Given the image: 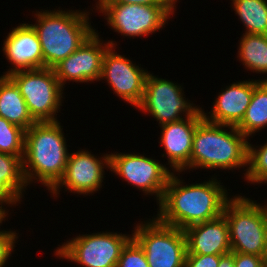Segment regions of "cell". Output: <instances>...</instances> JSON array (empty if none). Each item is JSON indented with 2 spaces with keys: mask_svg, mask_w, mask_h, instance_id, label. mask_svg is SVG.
<instances>
[{
  "mask_svg": "<svg viewBox=\"0 0 267 267\" xmlns=\"http://www.w3.org/2000/svg\"><path fill=\"white\" fill-rule=\"evenodd\" d=\"M62 129L60 121L36 122L25 131L22 170L27 186L36 180L51 191L64 176L70 153Z\"/></svg>",
  "mask_w": 267,
  "mask_h": 267,
  "instance_id": "7a4b0ae2",
  "label": "cell"
},
{
  "mask_svg": "<svg viewBox=\"0 0 267 267\" xmlns=\"http://www.w3.org/2000/svg\"><path fill=\"white\" fill-rule=\"evenodd\" d=\"M108 41L110 46L103 56L100 80H107L118 97L137 108L142 102L149 72L115 52L116 41Z\"/></svg>",
  "mask_w": 267,
  "mask_h": 267,
  "instance_id": "7c38bea8",
  "label": "cell"
},
{
  "mask_svg": "<svg viewBox=\"0 0 267 267\" xmlns=\"http://www.w3.org/2000/svg\"><path fill=\"white\" fill-rule=\"evenodd\" d=\"M18 86L36 122H56L63 106V88L52 68L21 70L8 75ZM56 116V117H55Z\"/></svg>",
  "mask_w": 267,
  "mask_h": 267,
  "instance_id": "52a82bcc",
  "label": "cell"
},
{
  "mask_svg": "<svg viewBox=\"0 0 267 267\" xmlns=\"http://www.w3.org/2000/svg\"><path fill=\"white\" fill-rule=\"evenodd\" d=\"M261 80H243L226 86L214 100L212 110L208 113L202 110L203 118L215 124L237 126L251 102L255 86Z\"/></svg>",
  "mask_w": 267,
  "mask_h": 267,
  "instance_id": "e0dca14e",
  "label": "cell"
},
{
  "mask_svg": "<svg viewBox=\"0 0 267 267\" xmlns=\"http://www.w3.org/2000/svg\"><path fill=\"white\" fill-rule=\"evenodd\" d=\"M27 184L22 170V160L15 155L0 152V203L10 207L20 204Z\"/></svg>",
  "mask_w": 267,
  "mask_h": 267,
  "instance_id": "ffe728a7",
  "label": "cell"
},
{
  "mask_svg": "<svg viewBox=\"0 0 267 267\" xmlns=\"http://www.w3.org/2000/svg\"><path fill=\"white\" fill-rule=\"evenodd\" d=\"M265 126L267 127V80H261L255 86L251 102L236 128L249 139Z\"/></svg>",
  "mask_w": 267,
  "mask_h": 267,
  "instance_id": "44dd1931",
  "label": "cell"
},
{
  "mask_svg": "<svg viewBox=\"0 0 267 267\" xmlns=\"http://www.w3.org/2000/svg\"><path fill=\"white\" fill-rule=\"evenodd\" d=\"M3 43L2 50L5 58L12 65L5 76L16 71L43 68L41 44L31 24L22 23L12 28Z\"/></svg>",
  "mask_w": 267,
  "mask_h": 267,
  "instance_id": "2e32d148",
  "label": "cell"
},
{
  "mask_svg": "<svg viewBox=\"0 0 267 267\" xmlns=\"http://www.w3.org/2000/svg\"><path fill=\"white\" fill-rule=\"evenodd\" d=\"M181 87L149 72L145 81L144 96L137 108L154 117L159 126L193 116L200 107L183 97L185 95Z\"/></svg>",
  "mask_w": 267,
  "mask_h": 267,
  "instance_id": "30bf717a",
  "label": "cell"
},
{
  "mask_svg": "<svg viewBox=\"0 0 267 267\" xmlns=\"http://www.w3.org/2000/svg\"><path fill=\"white\" fill-rule=\"evenodd\" d=\"M36 11L35 24L42 48L43 68H53L75 52L95 32L89 23V11ZM88 13V14H87Z\"/></svg>",
  "mask_w": 267,
  "mask_h": 267,
  "instance_id": "3957f363",
  "label": "cell"
},
{
  "mask_svg": "<svg viewBox=\"0 0 267 267\" xmlns=\"http://www.w3.org/2000/svg\"><path fill=\"white\" fill-rule=\"evenodd\" d=\"M234 267H267V260L254 254L234 252Z\"/></svg>",
  "mask_w": 267,
  "mask_h": 267,
  "instance_id": "f1b7e54d",
  "label": "cell"
},
{
  "mask_svg": "<svg viewBox=\"0 0 267 267\" xmlns=\"http://www.w3.org/2000/svg\"><path fill=\"white\" fill-rule=\"evenodd\" d=\"M221 255H186L184 267H218Z\"/></svg>",
  "mask_w": 267,
  "mask_h": 267,
  "instance_id": "83f0119b",
  "label": "cell"
},
{
  "mask_svg": "<svg viewBox=\"0 0 267 267\" xmlns=\"http://www.w3.org/2000/svg\"><path fill=\"white\" fill-rule=\"evenodd\" d=\"M96 4H167L164 0H98Z\"/></svg>",
  "mask_w": 267,
  "mask_h": 267,
  "instance_id": "f546056e",
  "label": "cell"
},
{
  "mask_svg": "<svg viewBox=\"0 0 267 267\" xmlns=\"http://www.w3.org/2000/svg\"><path fill=\"white\" fill-rule=\"evenodd\" d=\"M248 140L236 126L203 119L196 126L193 136L190 169L244 168L248 166Z\"/></svg>",
  "mask_w": 267,
  "mask_h": 267,
  "instance_id": "277c9868",
  "label": "cell"
},
{
  "mask_svg": "<svg viewBox=\"0 0 267 267\" xmlns=\"http://www.w3.org/2000/svg\"><path fill=\"white\" fill-rule=\"evenodd\" d=\"M187 255H224L231 252L229 228L225 216L184 229Z\"/></svg>",
  "mask_w": 267,
  "mask_h": 267,
  "instance_id": "ac0fdd59",
  "label": "cell"
},
{
  "mask_svg": "<svg viewBox=\"0 0 267 267\" xmlns=\"http://www.w3.org/2000/svg\"><path fill=\"white\" fill-rule=\"evenodd\" d=\"M117 267H149L144 250L133 238L123 248Z\"/></svg>",
  "mask_w": 267,
  "mask_h": 267,
  "instance_id": "484cf974",
  "label": "cell"
},
{
  "mask_svg": "<svg viewBox=\"0 0 267 267\" xmlns=\"http://www.w3.org/2000/svg\"><path fill=\"white\" fill-rule=\"evenodd\" d=\"M223 215L228 223L231 251L266 258L265 205L239 194L226 203Z\"/></svg>",
  "mask_w": 267,
  "mask_h": 267,
  "instance_id": "5b68a950",
  "label": "cell"
},
{
  "mask_svg": "<svg viewBox=\"0 0 267 267\" xmlns=\"http://www.w3.org/2000/svg\"><path fill=\"white\" fill-rule=\"evenodd\" d=\"M218 267H234V252L221 255Z\"/></svg>",
  "mask_w": 267,
  "mask_h": 267,
  "instance_id": "4dcf8cb0",
  "label": "cell"
},
{
  "mask_svg": "<svg viewBox=\"0 0 267 267\" xmlns=\"http://www.w3.org/2000/svg\"><path fill=\"white\" fill-rule=\"evenodd\" d=\"M164 1L175 11L176 2H178V0H164Z\"/></svg>",
  "mask_w": 267,
  "mask_h": 267,
  "instance_id": "d6a6232c",
  "label": "cell"
},
{
  "mask_svg": "<svg viewBox=\"0 0 267 267\" xmlns=\"http://www.w3.org/2000/svg\"><path fill=\"white\" fill-rule=\"evenodd\" d=\"M241 37L237 57L245 69L267 74V35L243 33Z\"/></svg>",
  "mask_w": 267,
  "mask_h": 267,
  "instance_id": "7402d4cb",
  "label": "cell"
},
{
  "mask_svg": "<svg viewBox=\"0 0 267 267\" xmlns=\"http://www.w3.org/2000/svg\"><path fill=\"white\" fill-rule=\"evenodd\" d=\"M109 169L145 195H154L158 204L173 173L166 165L151 157L121 152L110 154Z\"/></svg>",
  "mask_w": 267,
  "mask_h": 267,
  "instance_id": "8fae6325",
  "label": "cell"
},
{
  "mask_svg": "<svg viewBox=\"0 0 267 267\" xmlns=\"http://www.w3.org/2000/svg\"><path fill=\"white\" fill-rule=\"evenodd\" d=\"M9 230H1L0 232V267L7 264L6 262L12 255L11 252L14 251L13 249H15V243H17L16 240L18 239L16 231Z\"/></svg>",
  "mask_w": 267,
  "mask_h": 267,
  "instance_id": "4316f807",
  "label": "cell"
},
{
  "mask_svg": "<svg viewBox=\"0 0 267 267\" xmlns=\"http://www.w3.org/2000/svg\"><path fill=\"white\" fill-rule=\"evenodd\" d=\"M95 31L84 44L52 69L61 87L67 81L88 83L99 81L102 73V61L109 41L100 40Z\"/></svg>",
  "mask_w": 267,
  "mask_h": 267,
  "instance_id": "5bb4252c",
  "label": "cell"
},
{
  "mask_svg": "<svg viewBox=\"0 0 267 267\" xmlns=\"http://www.w3.org/2000/svg\"><path fill=\"white\" fill-rule=\"evenodd\" d=\"M202 107L182 120L161 125L160 143L166 152L168 165L173 172L190 169V156L196 126L203 120Z\"/></svg>",
  "mask_w": 267,
  "mask_h": 267,
  "instance_id": "9a60e30c",
  "label": "cell"
},
{
  "mask_svg": "<svg viewBox=\"0 0 267 267\" xmlns=\"http://www.w3.org/2000/svg\"><path fill=\"white\" fill-rule=\"evenodd\" d=\"M248 144V166L244 171V179L248 183L267 184V142L264 145L255 146ZM257 147V148H256Z\"/></svg>",
  "mask_w": 267,
  "mask_h": 267,
  "instance_id": "d4e9b609",
  "label": "cell"
},
{
  "mask_svg": "<svg viewBox=\"0 0 267 267\" xmlns=\"http://www.w3.org/2000/svg\"><path fill=\"white\" fill-rule=\"evenodd\" d=\"M265 220H266V234H267V203H265ZM266 260H267V253H266Z\"/></svg>",
  "mask_w": 267,
  "mask_h": 267,
  "instance_id": "836d02e7",
  "label": "cell"
},
{
  "mask_svg": "<svg viewBox=\"0 0 267 267\" xmlns=\"http://www.w3.org/2000/svg\"><path fill=\"white\" fill-rule=\"evenodd\" d=\"M246 34L267 35V0H231Z\"/></svg>",
  "mask_w": 267,
  "mask_h": 267,
  "instance_id": "603a6c76",
  "label": "cell"
},
{
  "mask_svg": "<svg viewBox=\"0 0 267 267\" xmlns=\"http://www.w3.org/2000/svg\"><path fill=\"white\" fill-rule=\"evenodd\" d=\"M212 176L203 183L185 184L171 174L159 203L156 218L163 224L184 230L188 226L215 219L223 214L227 188ZM184 183V184H183Z\"/></svg>",
  "mask_w": 267,
  "mask_h": 267,
  "instance_id": "6da1fadb",
  "label": "cell"
},
{
  "mask_svg": "<svg viewBox=\"0 0 267 267\" xmlns=\"http://www.w3.org/2000/svg\"><path fill=\"white\" fill-rule=\"evenodd\" d=\"M108 26L124 37L148 36L165 28L174 10L168 4H96Z\"/></svg>",
  "mask_w": 267,
  "mask_h": 267,
  "instance_id": "9c48e42d",
  "label": "cell"
},
{
  "mask_svg": "<svg viewBox=\"0 0 267 267\" xmlns=\"http://www.w3.org/2000/svg\"><path fill=\"white\" fill-rule=\"evenodd\" d=\"M144 223L134 227L132 238L144 250L149 267H184L187 255L184 230L165 225L156 217Z\"/></svg>",
  "mask_w": 267,
  "mask_h": 267,
  "instance_id": "8992f818",
  "label": "cell"
},
{
  "mask_svg": "<svg viewBox=\"0 0 267 267\" xmlns=\"http://www.w3.org/2000/svg\"><path fill=\"white\" fill-rule=\"evenodd\" d=\"M25 130L0 117V152L24 156Z\"/></svg>",
  "mask_w": 267,
  "mask_h": 267,
  "instance_id": "cb8c5ba5",
  "label": "cell"
},
{
  "mask_svg": "<svg viewBox=\"0 0 267 267\" xmlns=\"http://www.w3.org/2000/svg\"><path fill=\"white\" fill-rule=\"evenodd\" d=\"M8 212L9 211L7 210V208H4V204L0 203V226L3 223V220L4 221L6 220V217L8 216Z\"/></svg>",
  "mask_w": 267,
  "mask_h": 267,
  "instance_id": "1f68e13d",
  "label": "cell"
},
{
  "mask_svg": "<svg viewBox=\"0 0 267 267\" xmlns=\"http://www.w3.org/2000/svg\"><path fill=\"white\" fill-rule=\"evenodd\" d=\"M105 167L108 169L110 167V154L108 153L97 158L83 149L71 152L64 176L50 193L58 197L60 190L65 187L70 193L84 194V196L92 194L100 190V187L102 188Z\"/></svg>",
  "mask_w": 267,
  "mask_h": 267,
  "instance_id": "4fadbf2b",
  "label": "cell"
},
{
  "mask_svg": "<svg viewBox=\"0 0 267 267\" xmlns=\"http://www.w3.org/2000/svg\"><path fill=\"white\" fill-rule=\"evenodd\" d=\"M132 235L97 232L73 237L58 245L54 254L84 267H117L118 259Z\"/></svg>",
  "mask_w": 267,
  "mask_h": 267,
  "instance_id": "ba28073f",
  "label": "cell"
},
{
  "mask_svg": "<svg viewBox=\"0 0 267 267\" xmlns=\"http://www.w3.org/2000/svg\"><path fill=\"white\" fill-rule=\"evenodd\" d=\"M0 117L25 131L36 123L30 115L18 86L5 75L0 77Z\"/></svg>",
  "mask_w": 267,
  "mask_h": 267,
  "instance_id": "d6986e66",
  "label": "cell"
}]
</instances>
